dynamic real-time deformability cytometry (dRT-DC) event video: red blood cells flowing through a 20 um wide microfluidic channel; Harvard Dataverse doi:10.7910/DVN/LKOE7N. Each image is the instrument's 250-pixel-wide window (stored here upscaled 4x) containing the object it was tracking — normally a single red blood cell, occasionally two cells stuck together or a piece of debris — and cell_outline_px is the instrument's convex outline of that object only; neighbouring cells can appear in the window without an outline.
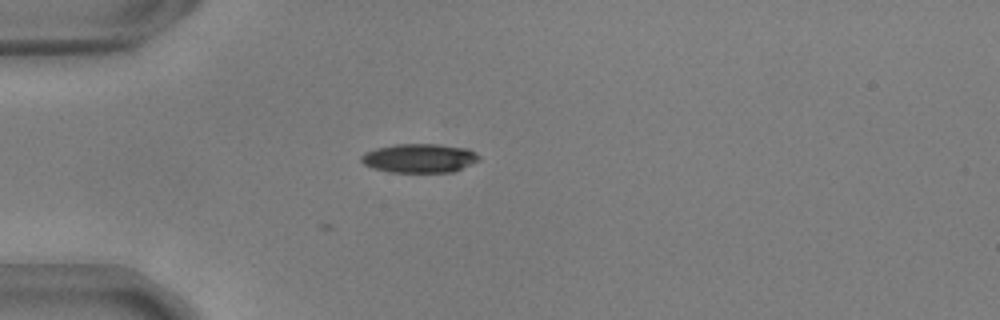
{"species": "common noctule bat (a hibernating species)", "species_latin": "Nyctalus noctula", "temperature_condition": "warm", "stored_images_in_passage": 5, "camera_frame_rate_fps": 3000, "um_per_image_px": 0.085, "animal": {"sex": "male", "body_mass_g": 17.9, "forearm_length_mm": 54.2}, "frame": {"image": 1, "passage_image": 5, "time_ms": 1.333, "image_size_px": [1000, 320], "cell_outline_px": [[480, 160], [452, 172], [388, 172], [372, 168], [364, 164], [360, 160], [360, 156], [364, 152], [376, 148], [396, 144], [440, 144], [468, 148], [476, 152], [480, 156]], "centroid_in_image_um": [35.64, 13.44], "position_along_channel_um": 49.4, "area_um2": 20.06}}